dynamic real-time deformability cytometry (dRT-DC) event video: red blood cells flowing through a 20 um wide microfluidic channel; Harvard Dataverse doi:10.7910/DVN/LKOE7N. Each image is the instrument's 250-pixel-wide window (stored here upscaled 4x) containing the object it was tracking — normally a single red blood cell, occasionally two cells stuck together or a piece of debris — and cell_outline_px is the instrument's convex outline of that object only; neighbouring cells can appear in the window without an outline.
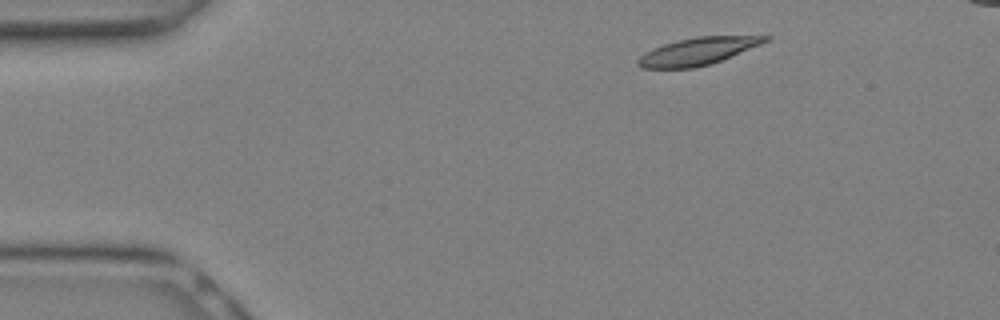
{"species": "Egyptian fruit bat (a non-hibernating species)", "species_latin": "Rousettus aegyptiacus", "temperature_condition": "warm", "stored_images_in_passage": 6, "camera_frame_rate_fps": 3000, "um_per_image_px": 0.085, "animal": {"sex": "female"}, "frame": {"image": 1, "passage_image": 1, "time_ms": 0.0, "image_size_px": [1000, 320], "cell_outline_px": [[772, 36], [768, 40], [760, 44], [712, 64], [692, 68], [640, 68], [636, 64], [636, 60], [644, 52], [652, 48], [676, 40], [696, 36]], "centroid_in_image_um": [59.24, 4.36], "position_along_channel_um": 25.8, "area_um2": 20.23}}